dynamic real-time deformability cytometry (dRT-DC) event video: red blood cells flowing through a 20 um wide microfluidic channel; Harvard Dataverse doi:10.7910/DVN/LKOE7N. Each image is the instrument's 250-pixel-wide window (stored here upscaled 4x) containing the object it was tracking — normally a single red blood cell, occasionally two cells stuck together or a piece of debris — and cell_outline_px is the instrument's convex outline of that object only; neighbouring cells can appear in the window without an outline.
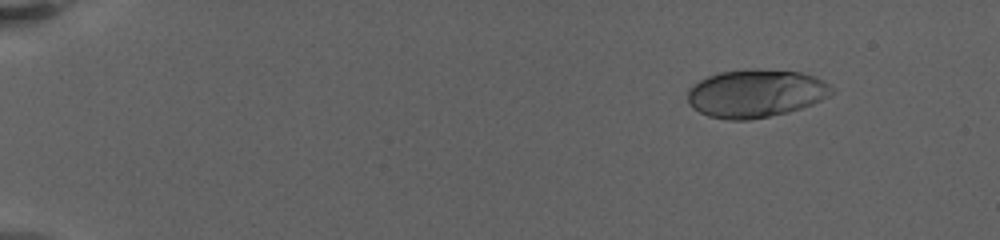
{"species": "human", "species_latin": "Homo sapiens", "temperature_condition": "warm", "stored_images_in_passage": 26, "camera_frame_rate_fps": 3000, "um_per_image_px": 0.085, "donor": {"sex": "female"}, "frame": {"image": 1, "passage_image": 4, "time_ms": 2.0, "image_size_px": [1000, 240], "cell_outline_px": [[836, 88], [832, 92], [820, 100], [812, 104], [788, 112], [748, 120], [728, 120], [708, 116], [692, 108], [688, 100], [688, 88], [700, 80], [708, 76], [720, 72], [800, 72], [812, 76]], "centroid_in_image_um": [64.2, 7.99], "position_along_channel_um": 20.8, "area_um2": 38.96}}
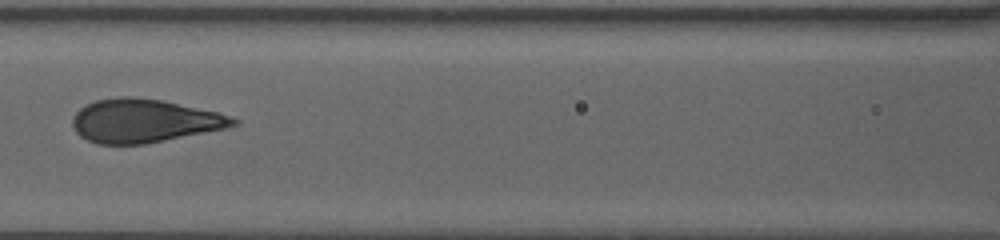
{"frame": {"image": 2, "passage_image": 20, "time_ms": 10.333, "image_size_px": [1000, 240], "cell_outline_px": [[240, 124], [224, 128], [144, 144], [96, 144], [80, 136], [76, 132], [72, 124], [72, 116], [84, 104], [96, 100], [120, 96], [132, 96], [160, 100], [216, 112], [240, 120]], "centroid_in_image_um": [12.18, 10.26], "position_along_channel_um": 154.4, "area_um2": 40.34}}
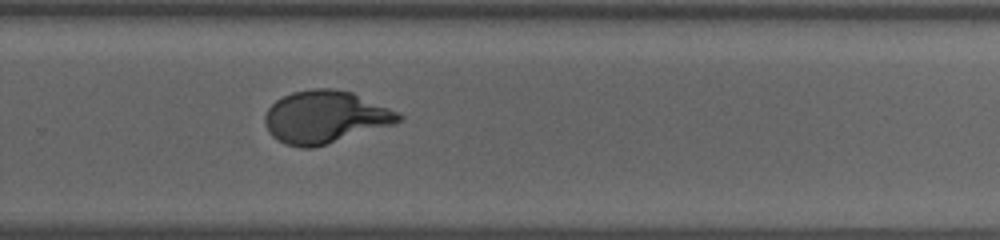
{"frame": {"image": 3, "passage_image": 26, "time_ms": 15.0, "image_size_px": [1000, 240], "cell_outline_px": [[404, 116], [396, 124], [312, 148], [300, 148], [284, 144], [272, 136], [268, 132], [264, 124], [264, 116], [268, 108], [276, 100], [292, 92], [312, 88], [332, 88], [352, 92], [400, 112]], "centroid_in_image_um": [27.64, 9.95], "position_along_channel_um": 302.2, "area_um2": 41.15}}